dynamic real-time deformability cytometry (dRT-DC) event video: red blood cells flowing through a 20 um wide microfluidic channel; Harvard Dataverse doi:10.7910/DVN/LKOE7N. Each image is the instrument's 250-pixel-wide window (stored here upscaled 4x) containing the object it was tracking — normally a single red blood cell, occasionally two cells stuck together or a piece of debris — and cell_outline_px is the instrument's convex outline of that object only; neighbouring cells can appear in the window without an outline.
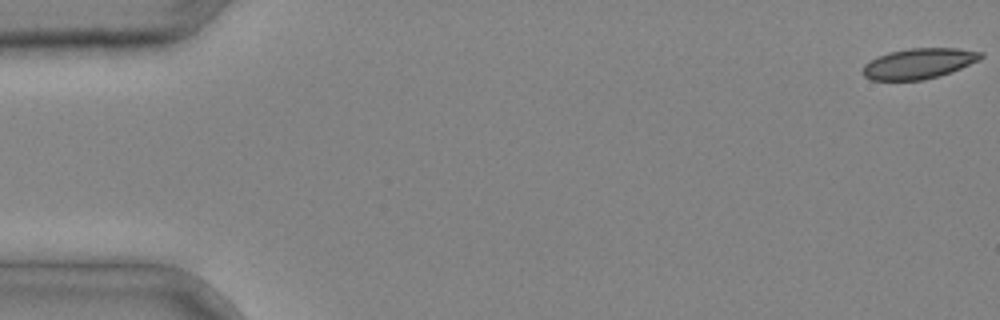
{"species": "common noctule bat (a hibernating species)", "species_latin": "Nyctalus noctula", "temperature_condition": "cold", "stored_images_in_passage": 5, "camera_frame_rate_fps": 3000, "um_per_image_px": 0.085, "animal": {"sex": "male", "body_mass_g": 20.4}, "frame": {"image": 1, "passage_image": 1, "time_ms": 0.0, "image_size_px": [1000, 320], "cell_outline_px": [[984, 56], [980, 60], [940, 76], [924, 80], [872, 80], [864, 76], [860, 72], [864, 64], [888, 52], [908, 48], [956, 48], [984, 52]], "centroid_in_image_um": [78.1, 5.4], "position_along_channel_um": 6.9, "area_um2": 21.04}}
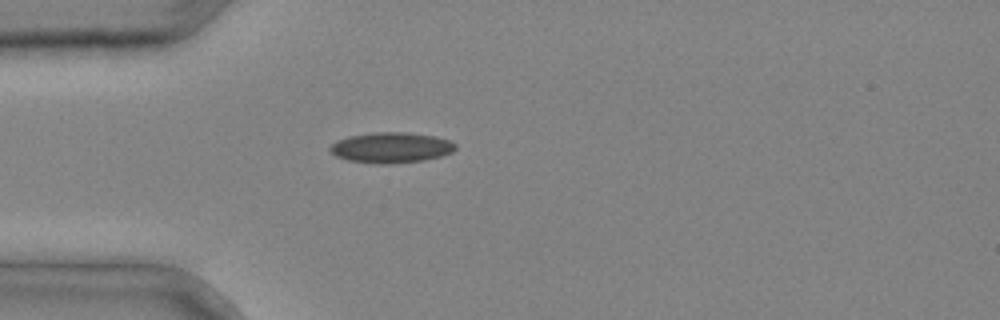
{"frame": {"image": 2, "passage_image": 5, "time_ms": 1.333, "image_size_px": [1000, 320], "cell_outline_px": [[456, 148], [452, 152], [440, 156], [424, 160], [392, 164], [376, 164], [348, 160], [336, 156], [328, 148], [336, 140], [348, 136], [372, 132], [408, 132], [436, 136], [448, 140], [456, 144]], "centroid_in_image_um": [33.23, 12.54], "position_along_channel_um": 51.8, "area_um2": 22.48}}